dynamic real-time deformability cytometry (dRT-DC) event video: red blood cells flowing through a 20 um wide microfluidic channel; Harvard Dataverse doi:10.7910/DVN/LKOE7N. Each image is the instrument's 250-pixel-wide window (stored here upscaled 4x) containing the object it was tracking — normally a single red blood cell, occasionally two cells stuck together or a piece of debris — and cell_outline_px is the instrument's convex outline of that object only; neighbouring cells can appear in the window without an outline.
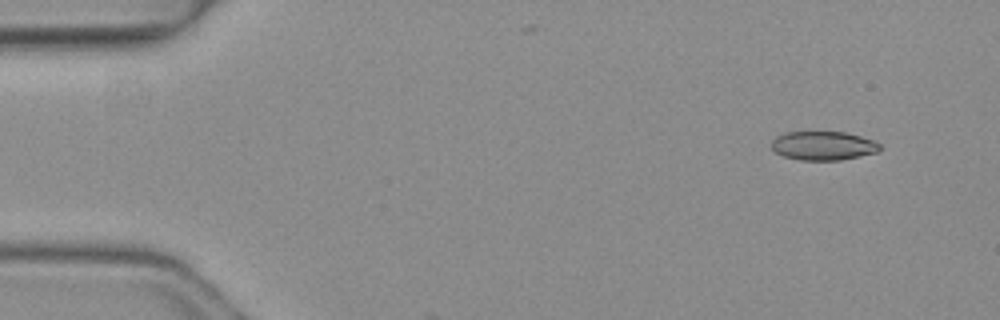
{"species": "common noctule bat (a hibernating species)", "species_latin": "Nyctalus noctula", "temperature_condition": "warm", "stored_images_in_passage": 2, "camera_frame_rate_fps": 3000, "um_per_image_px": 0.085, "animal": {"sex": "female", "body_mass_g": 19.3, "forearm_length_mm": 54.1}, "frame": {"image": 1, "passage_image": 1, "time_ms": 0.0, "image_size_px": [1000, 320], "cell_outline_px": [[880, 148], [876, 152], [840, 160], [800, 160], [784, 156], [776, 152], [772, 148], [772, 140], [776, 136], [784, 132], [844, 132], [876, 140], [880, 144]], "centroid_in_image_um": [69.97, 12.38], "position_along_channel_um": 15.0, "area_um2": 18.15}}